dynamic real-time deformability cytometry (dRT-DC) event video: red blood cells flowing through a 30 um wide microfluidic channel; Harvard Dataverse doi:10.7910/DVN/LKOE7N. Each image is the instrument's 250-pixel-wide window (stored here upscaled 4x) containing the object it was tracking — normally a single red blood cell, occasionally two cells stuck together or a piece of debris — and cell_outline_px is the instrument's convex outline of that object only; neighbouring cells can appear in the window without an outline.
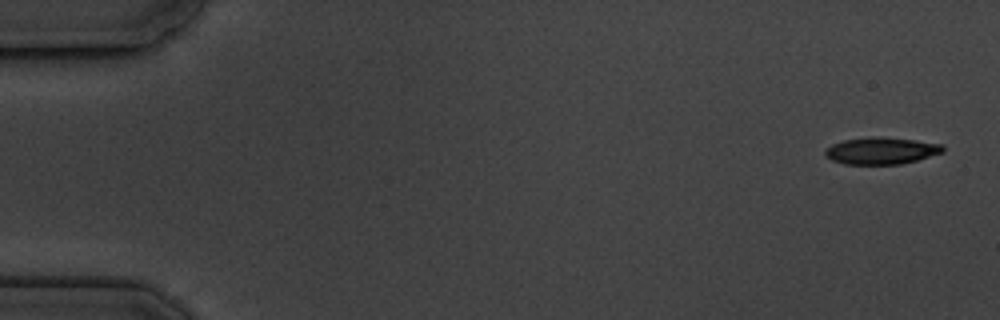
{"species": "common noctule bat (a hibernating species)", "species_latin": "Nyctalus noctula", "temperature_condition": "cold", "stored_images_in_passage": 5, "camera_frame_rate_fps": 3000, "um_per_image_px": 0.085, "animal": {"sex": "male", "body_mass_g": 19.5, "forearm_length_mm": 54.6}, "frame": {"image": 1, "passage_image": 1, "time_ms": 0.0, "image_size_px": [1000, 320], "cell_outline_px": [[944, 152], [916, 160], [900, 164], [844, 164], [832, 160], [824, 156], [824, 148], [832, 144], [844, 140], [872, 136], [880, 136], [916, 140], [944, 144]], "centroid_in_image_um": [74.89, 12.8], "position_along_channel_um": 10.1, "area_um2": 18.67}}
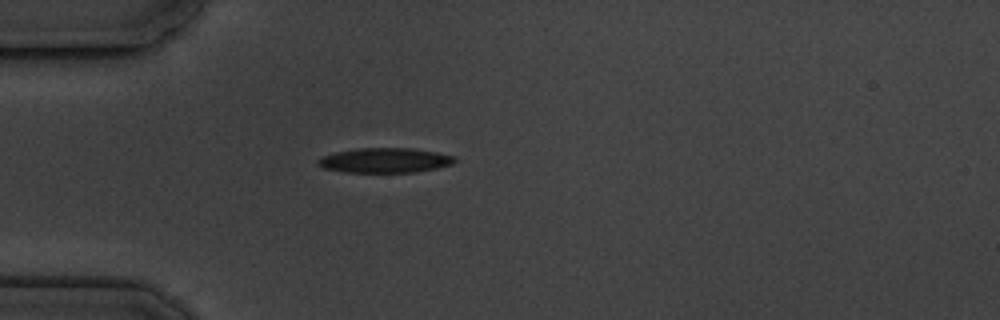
{"frame": {"image": 2, "passage_image": 5, "time_ms": 4.667, "image_size_px": [1000, 320], "cell_outline_px": [[456, 160], [452, 164], [436, 168], [416, 172], [344, 172], [324, 168], [316, 164], [316, 160], [324, 156], [336, 152], [360, 148], [412, 148], [436, 152], [456, 156]], "centroid_in_image_um": [32.73, 13.63], "position_along_channel_um": 52.3, "area_um2": 19.71}}